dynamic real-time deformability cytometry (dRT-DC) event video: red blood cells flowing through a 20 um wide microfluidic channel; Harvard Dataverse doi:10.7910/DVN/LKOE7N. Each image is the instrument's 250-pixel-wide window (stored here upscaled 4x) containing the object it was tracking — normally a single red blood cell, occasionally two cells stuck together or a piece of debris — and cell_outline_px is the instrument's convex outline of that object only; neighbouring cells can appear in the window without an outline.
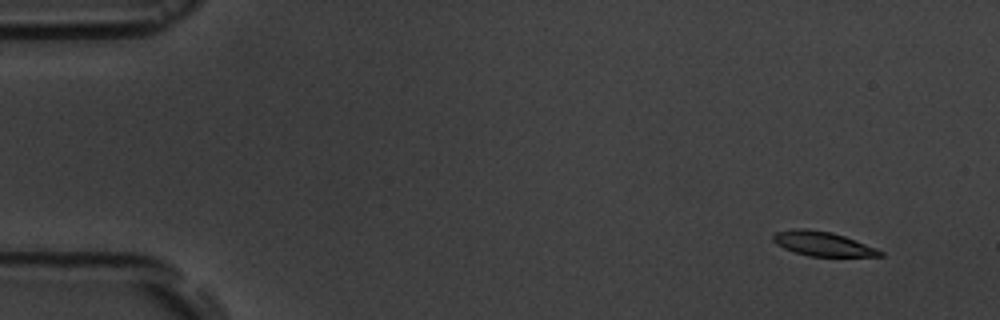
{"species": "common noctule bat (a hibernating species)", "species_latin": "Nyctalus noctula", "temperature_condition": "room temperature", "stored_images_in_passage": 6, "camera_frame_rate_fps": 3000, "um_per_image_px": 0.085, "animal": {"sex": "male", "body_mass_g": 19.5, "forearm_length_mm": 54.6}, "frame": {"image": 1, "passage_image": 2, "time_ms": 1.0, "image_size_px": [1000, 320], "cell_outline_px": [[884, 256], [808, 256], [784, 248], [776, 244], [772, 240], [772, 236], [776, 232], [796, 228], [804, 228], [832, 232], [844, 236], [876, 248], [884, 252]], "centroid_in_image_um": [69.91, 20.71], "position_along_channel_um": 15.1, "area_um2": 15.09}}
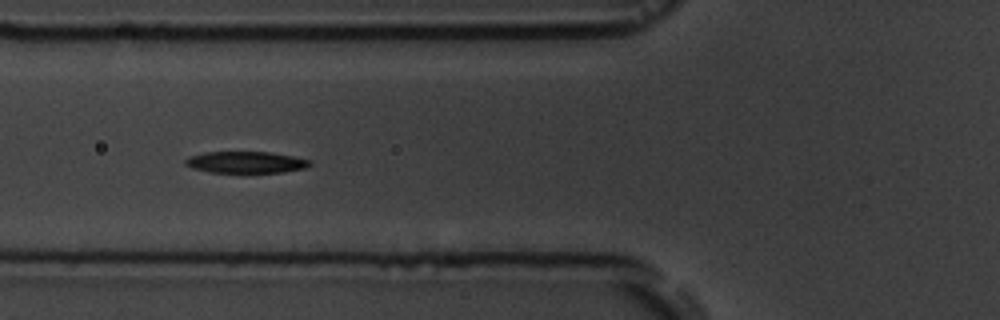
{"frame": {"image": 2, "passage_image": 6, "time_ms": 6.667, "image_size_px": [1000, 320], "cell_outline_px": [[312, 164], [304, 168], [284, 172], [208, 172], [192, 168], [184, 164], [184, 160], [192, 156], [204, 152], [268, 152], [292, 156], [312, 160]], "centroid_in_image_um": [20.9, 13.79], "position_along_channel_um": 104.9, "area_um2": 15.55}}